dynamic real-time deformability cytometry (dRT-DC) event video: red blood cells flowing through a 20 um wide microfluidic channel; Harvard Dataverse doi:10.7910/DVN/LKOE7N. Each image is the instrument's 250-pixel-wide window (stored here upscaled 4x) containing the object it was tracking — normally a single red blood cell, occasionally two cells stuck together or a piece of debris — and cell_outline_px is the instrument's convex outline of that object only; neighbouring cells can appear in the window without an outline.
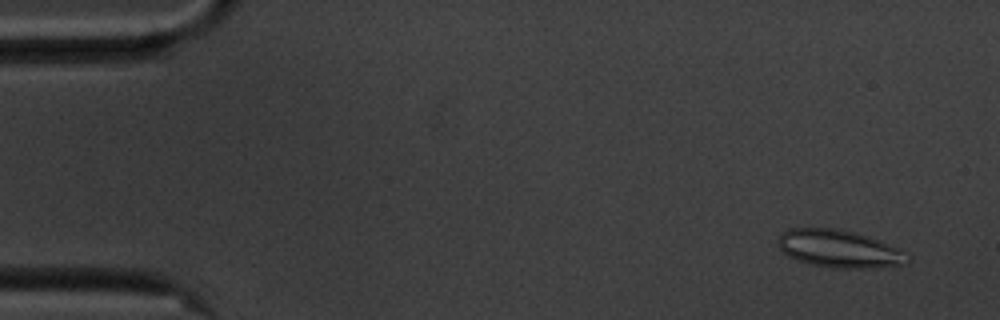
{"species": "common noctule bat (a hibernating species)", "species_latin": "Nyctalus noctula", "temperature_condition": "cold", "stored_images_in_passage": 57, "camera_frame_rate_fps": 3000, "um_per_image_px": 0.085, "animal": {"sex": "male", "body_mass_g": 20.1, "forearm_length_mm": 53.5}, "frame": {"image": 1, "passage_image": 4, "time_ms": 1.0, "image_size_px": [1000, 320], "cell_outline_px": [[912, 260], [900, 264], [876, 268], [832, 268], [812, 264], [788, 256], [776, 244], [776, 240], [788, 228], [836, 228], [852, 232], [876, 240], [896, 248], [912, 256]], "centroid_in_image_um": [71.3, 21.15], "position_along_channel_um": 13.7, "area_um2": 27.98}}
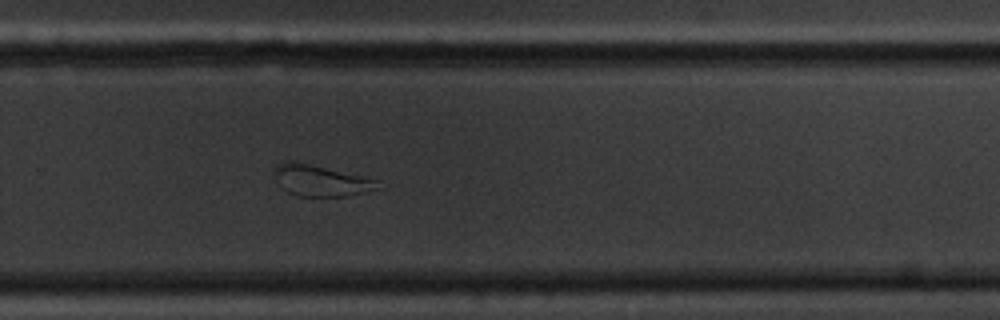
{"frame": {"image": 2, "passage_image": 38, "time_ms": 12.333, "image_size_px": [1000, 320], "cell_outline_px": [[384, 188], [348, 196], [296, 196], [288, 192], [276, 180], [272, 172], [272, 168], [288, 160], [292, 160], [380, 180]], "centroid_in_image_um": [27.31, 15.35], "position_along_channel_um": 302.5, "area_um2": 19.02}}
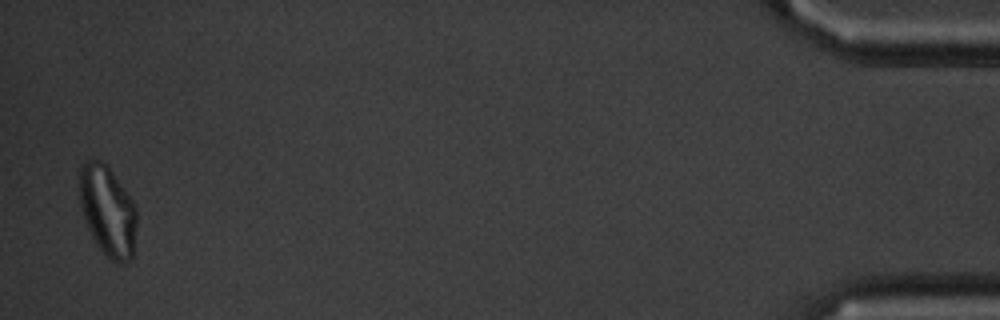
{"frame": {"image": 3, "passage_image": 56, "time_ms": 18.333, "image_size_px": [1000, 320], "cell_outline_px": [[136, 228], [132, 260], [124, 264], [116, 264], [96, 244], [88, 228], [80, 208], [80, 168], [84, 160], [100, 160], [112, 172], [136, 204]], "centroid_in_image_um": [9.17, 17.95], "position_along_channel_um": 426.0, "area_um2": 30.17}, "authors_computed_cell_mechanics": {"area_um2": 26.1834, "velocity_mm_per_s": 3.5101, "shape_relaxation_time_tau1_ms": null, "shape_relaxation_time_tau2_ms": 1.6126, "deformation_change_tau1": null, "deformation_change_tau2": 0.0931}}